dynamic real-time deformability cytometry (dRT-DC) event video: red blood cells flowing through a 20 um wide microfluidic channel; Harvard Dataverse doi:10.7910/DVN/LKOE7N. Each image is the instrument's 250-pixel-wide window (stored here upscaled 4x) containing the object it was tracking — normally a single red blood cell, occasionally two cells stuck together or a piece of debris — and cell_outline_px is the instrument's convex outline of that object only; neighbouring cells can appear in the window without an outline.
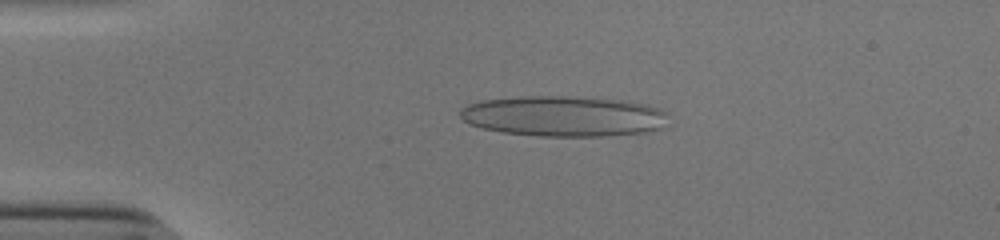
{"species": "human", "species_latin": "Homo sapiens", "temperature_condition": "cold", "stored_images_in_passage": 54, "camera_frame_rate_fps": 3000, "um_per_image_px": 0.085, "donor": {"sex": "male"}, "frame": {"image": 1, "passage_image": 12, "time_ms": 3.667, "image_size_px": [1000, 240], "cell_outline_px": [[668, 112], [664, 128], [644, 132], [604, 136], [540, 136], [504, 132], [484, 128], [468, 124], [460, 116], [460, 108], [468, 104], [484, 100], [524, 96], [568, 96], [620, 100], [660, 108]], "centroid_in_image_um": [47.91, 9.87], "position_along_channel_um": 37.1, "area_um2": 49.01}}
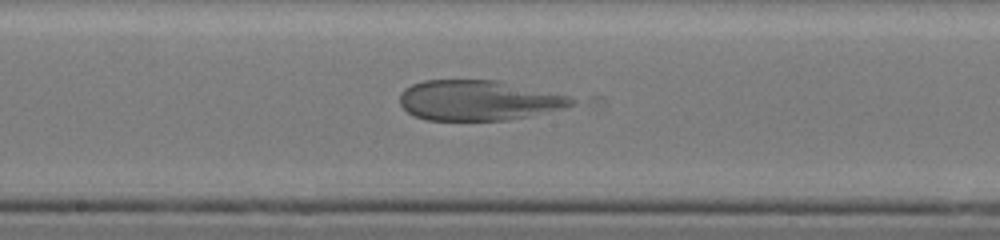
{"frame": {"image": 2, "passage_image": 29, "time_ms": 9.333, "image_size_px": [1000, 240], "cell_outline_px": [[576, 104], [564, 108], [508, 120], [428, 120], [416, 116], [408, 112], [400, 104], [400, 92], [404, 88], [412, 84], [424, 80], [500, 80], [568, 96], [576, 100]], "centroid_in_image_um": [40.66, 8.52], "position_along_channel_um": 207.5, "area_um2": 40.23}}
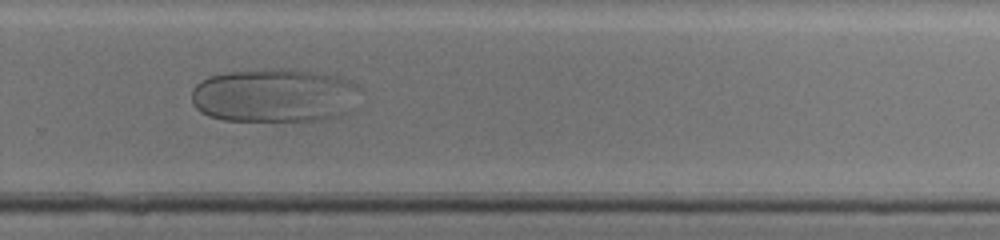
{"frame": {"image": 3, "passage_image": 37, "time_ms": 12.0, "image_size_px": [1000, 240], "cell_outline_px": [[360, 88], [348, 112], [344, 116], [320, 120], [224, 120], [208, 116], [200, 112], [192, 104], [192, 88], [200, 80], [208, 76], [228, 72], [280, 68], [292, 68], [316, 72], [336, 76], [348, 80], [356, 84]], "centroid_in_image_um": [23.3, 8.11], "position_along_channel_um": 306.5, "area_um2": 53.06}, "authors_computed_cell_mechanics": {"area_um2": 49.6213, "velocity_mm_per_s": 3.7364, "shape_relaxation_time_tau1_ms": 8.0748, "shape_relaxation_time_tau2_ms": null, "deformation_change_tau1": 0.3312, "deformation_change_tau2": null}}